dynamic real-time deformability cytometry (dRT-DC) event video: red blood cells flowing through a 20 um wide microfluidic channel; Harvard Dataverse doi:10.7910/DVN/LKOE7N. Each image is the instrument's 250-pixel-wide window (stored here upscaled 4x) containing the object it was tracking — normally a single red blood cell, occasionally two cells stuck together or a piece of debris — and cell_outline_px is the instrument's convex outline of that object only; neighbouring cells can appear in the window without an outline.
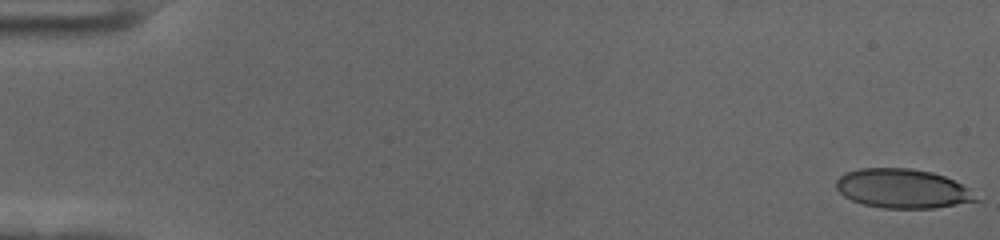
{"species": "human", "species_latin": "Homo sapiens", "temperature_condition": "cold", "stored_images_in_passage": 58, "camera_frame_rate_fps": 3000, "um_per_image_px": 0.085, "donor": {"sex": "female"}, "frame": {"image": 1, "passage_image": 1, "time_ms": 0.0, "image_size_px": [1000, 240], "cell_outline_px": [[980, 200], [936, 208], [884, 208], [864, 204], [852, 200], [844, 196], [836, 188], [836, 180], [844, 172], [860, 168], [908, 168], [932, 172], [944, 176], [968, 188]], "centroid_in_image_um": [76.69, 16.02], "position_along_channel_um": 8.3, "area_um2": 31.79}}
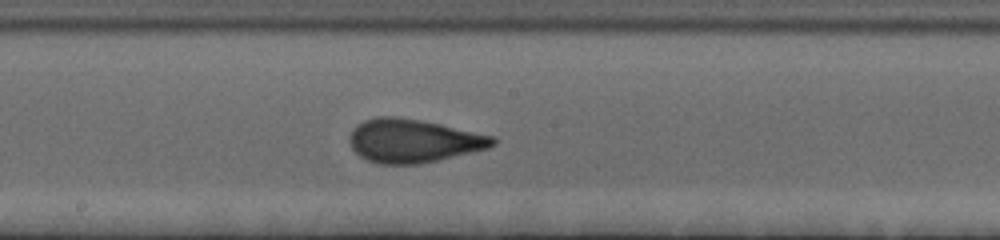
{"frame": {"image": 2, "passage_image": 32, "time_ms": 10.333, "image_size_px": [1000, 240], "cell_outline_px": [[496, 144], [488, 148], [420, 164], [376, 164], [360, 156], [352, 148], [352, 132], [356, 124], [364, 120], [376, 116], [396, 116], [420, 120], [440, 124], [492, 136], [496, 140]], "centroid_in_image_um": [35.12, 11.97], "position_along_channel_um": 213.1, "area_um2": 35.84}}
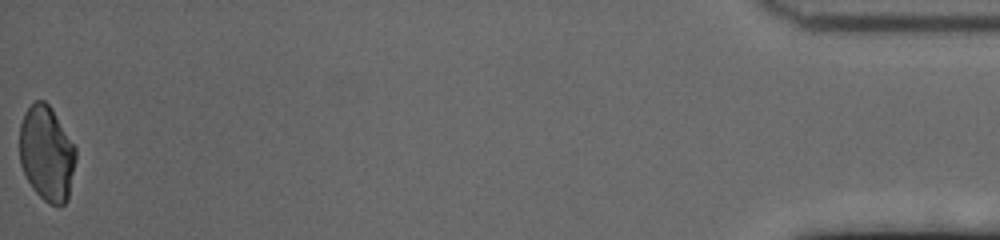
{"frame": {"image": 3, "passage_image": 58, "time_ms": 19.0, "image_size_px": [1000, 240], "cell_outline_px": [[76, 160], [68, 200], [60, 208], [48, 204], [32, 188], [20, 164], [20, 124], [24, 112], [36, 100], [44, 100], [52, 108], [76, 148]], "centroid_in_image_um": [3.98, 13.07], "position_along_channel_um": 431.2, "area_um2": 31.39}, "authors_computed_cell_mechanics": {"area_um2": 34.3332, "velocity_mm_per_s": 3.547, "shape_relaxation_time_tau1_ms": 6.029, "shape_relaxation_time_tau2_ms": null, "deformation_change_tau1": 0.1931, "deformation_change_tau2": null}}